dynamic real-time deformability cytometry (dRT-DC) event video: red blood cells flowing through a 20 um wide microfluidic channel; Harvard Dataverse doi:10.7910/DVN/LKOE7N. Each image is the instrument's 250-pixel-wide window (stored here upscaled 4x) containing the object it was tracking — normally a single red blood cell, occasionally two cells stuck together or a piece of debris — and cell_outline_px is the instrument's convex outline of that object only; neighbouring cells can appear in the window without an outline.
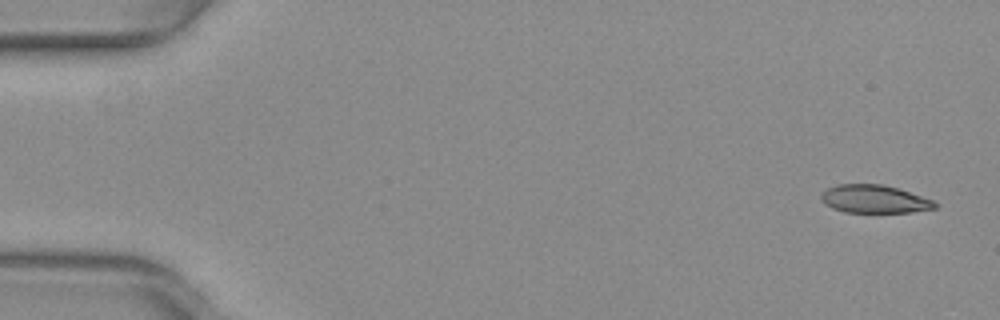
{"species": "common noctule bat (a hibernating species)", "species_latin": "Nyctalus noctula", "temperature_condition": "warm", "stored_images_in_passage": 9, "camera_frame_rate_fps": 3000, "um_per_image_px": 0.085, "animal": {"sex": "female", "body_mass_g": 29.2, "forearm_length_mm": 56.3}, "frame": {"image": 1, "passage_image": 2, "time_ms": 0.333, "image_size_px": [1000, 320], "cell_outline_px": [[940, 204], [936, 208], [912, 212], [844, 212], [832, 208], [820, 200], [820, 196], [828, 188], [836, 184], [880, 184], [896, 188], [932, 200]], "centroid_in_image_um": [74.3, 16.93], "position_along_channel_um": 10.7, "area_um2": 18.44}}